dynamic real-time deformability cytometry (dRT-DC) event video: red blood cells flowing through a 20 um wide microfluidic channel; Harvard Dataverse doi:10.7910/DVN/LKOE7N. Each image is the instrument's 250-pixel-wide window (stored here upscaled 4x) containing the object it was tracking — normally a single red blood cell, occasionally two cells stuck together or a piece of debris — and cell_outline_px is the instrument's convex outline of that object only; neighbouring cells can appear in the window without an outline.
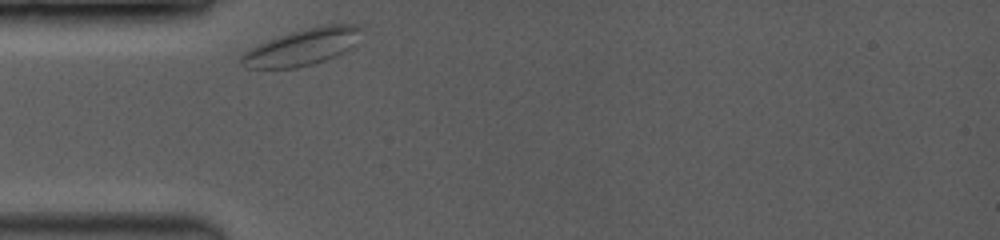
{"species": "common noctule bat (a hibernating species)", "species_latin": "Nyctalus noctula", "temperature_condition": "room temperature", "stored_images_in_passage": 35, "camera_frame_rate_fps": 3500, "um_per_image_px": 0.085, "animal": {"sex": "female", "body_mass_g": 19.0, "forearm_length_mm": 53.3}, "frame": {"image": 1, "passage_image": 1, "time_ms": 0.0, "image_size_px": [1000, 240], "cell_outline_px": [[360, 28], [356, 44], [352, 48], [336, 56], [312, 64], [296, 68], [244, 68], [240, 64], [240, 56], [244, 52], [256, 44], [292, 32], [324, 24], [356, 24]], "centroid_in_image_um": [25.66, 4.01], "position_along_channel_um": 59.3, "area_um2": 25.49}}
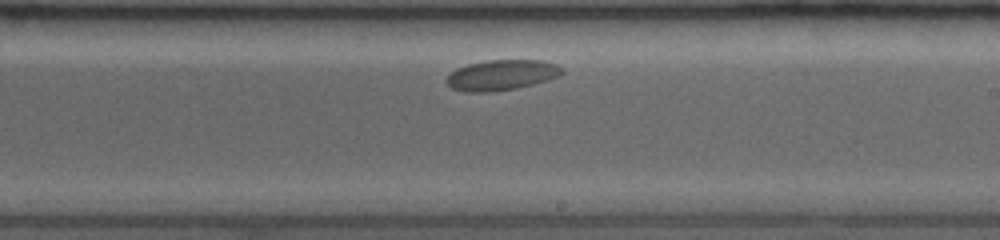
{"frame": {"image": 2, "passage_image": 20, "time_ms": 5.429, "image_size_px": [1000, 240], "cell_outline_px": [[564, 72], [560, 76], [548, 80], [516, 88], [492, 92], [464, 92], [452, 88], [444, 80], [456, 68], [468, 64], [484, 60], [544, 60], [556, 64]], "centroid_in_image_um": [42.62, 6.37], "position_along_channel_um": 246.4, "area_um2": 20.58}}
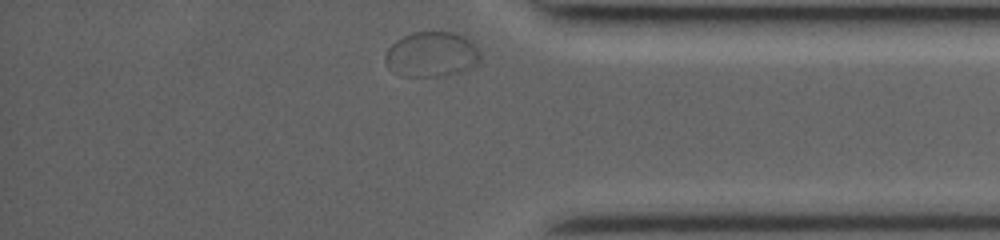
{"frame": {"image": 3, "passage_image": 35, "time_ms": 9.714, "image_size_px": [1000, 240], "cell_outline_px": [[480, 60], [476, 64], [460, 72], [440, 76], [400, 76], [392, 72], [388, 68], [384, 60], [384, 56], [388, 48], [396, 40], [412, 32], [452, 32], [464, 36], [472, 40], [480, 52]], "centroid_in_image_um": [36.66, 4.62], "position_along_channel_um": 398.5, "area_um2": 25.2}}